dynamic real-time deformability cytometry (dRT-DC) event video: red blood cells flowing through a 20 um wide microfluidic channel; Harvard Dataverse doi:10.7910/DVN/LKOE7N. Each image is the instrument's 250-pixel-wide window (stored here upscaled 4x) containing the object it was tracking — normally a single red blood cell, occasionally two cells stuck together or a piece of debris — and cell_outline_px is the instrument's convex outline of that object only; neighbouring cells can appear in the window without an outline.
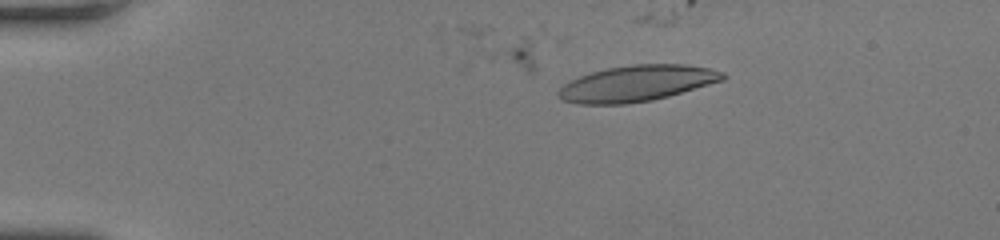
{"species": "human", "species_latin": "Homo sapiens", "temperature_condition": "room temperature", "stored_images_in_passage": 26, "camera_frame_rate_fps": 3000, "um_per_image_px": 0.085, "donor": {"sex": "female"}, "frame": {"image": 1, "passage_image": 12, "time_ms": 3.667, "image_size_px": [1000, 240], "cell_outline_px": [[728, 76], [724, 80], [668, 96], [652, 100], [624, 104], [576, 104], [560, 100], [556, 92], [564, 84], [580, 76], [592, 72], [608, 68], [632, 64], [684, 64], [708, 68], [724, 72]], "centroid_in_image_um": [54.12, 7.09], "position_along_channel_um": 30.9, "area_um2": 34.45}}